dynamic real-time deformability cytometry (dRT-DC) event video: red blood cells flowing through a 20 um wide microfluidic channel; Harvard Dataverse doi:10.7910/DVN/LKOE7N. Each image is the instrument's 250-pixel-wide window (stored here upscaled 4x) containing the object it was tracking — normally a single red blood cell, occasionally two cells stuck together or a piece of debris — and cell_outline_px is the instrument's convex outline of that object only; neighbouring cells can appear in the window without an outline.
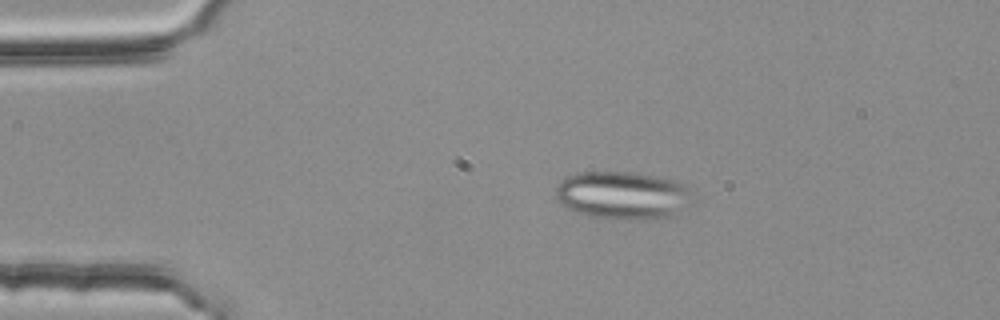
{"species": "common noctule bat (a hibernating species)", "species_latin": "Nyctalus noctula", "temperature_condition": "room temperature", "stored_images_in_passage": 4, "camera_frame_rate_fps": 3000, "um_per_image_px": 0.085, "animal": {"sex": "female", "body_mass_g": 25.1}, "frame": {"image": 1, "passage_image": 3, "time_ms": 0.667, "image_size_px": [1000, 320], "cell_outline_px": [[692, 204], [672, 216], [656, 220], [624, 220], [588, 216], [576, 212], [560, 204], [556, 200], [556, 188], [568, 176], [576, 172], [632, 172], [656, 176], [676, 180], [684, 184], [692, 192]], "centroid_in_image_um": [52.98, 16.62], "position_along_channel_um": 32.0, "area_um2": 38.84}}